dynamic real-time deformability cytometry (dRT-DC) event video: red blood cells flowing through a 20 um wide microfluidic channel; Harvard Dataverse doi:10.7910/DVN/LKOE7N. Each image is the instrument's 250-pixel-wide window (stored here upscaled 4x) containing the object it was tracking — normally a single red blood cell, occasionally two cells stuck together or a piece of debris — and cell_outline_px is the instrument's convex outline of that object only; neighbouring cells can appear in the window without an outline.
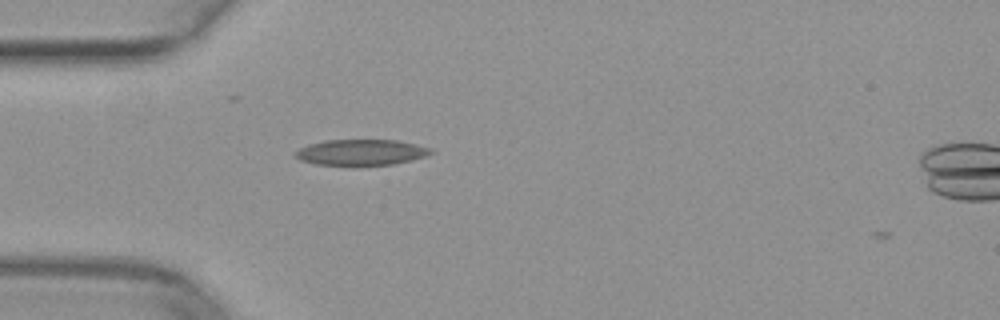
{"species": "common noctule bat (a hibernating species)", "species_latin": "Nyctalus noctula", "temperature_condition": "warm", "stored_images_in_passage": 3, "camera_frame_rate_fps": 3000, "um_per_image_px": 0.085, "animal": {"sex": "female", "body_mass_g": 29.2, "forearm_length_mm": 56.3}, "frame": {"image": 1, "passage_image": 2, "time_ms": 0.333, "image_size_px": [1000, 320], "cell_outline_px": [[436, 152], [428, 156], [412, 160], [392, 164], [356, 168], [352, 168], [316, 164], [300, 160], [292, 152], [308, 144], [324, 140], [396, 140], [432, 148]], "centroid_in_image_um": [30.69, 12.99], "position_along_channel_um": 54.3, "area_um2": 21.39}}